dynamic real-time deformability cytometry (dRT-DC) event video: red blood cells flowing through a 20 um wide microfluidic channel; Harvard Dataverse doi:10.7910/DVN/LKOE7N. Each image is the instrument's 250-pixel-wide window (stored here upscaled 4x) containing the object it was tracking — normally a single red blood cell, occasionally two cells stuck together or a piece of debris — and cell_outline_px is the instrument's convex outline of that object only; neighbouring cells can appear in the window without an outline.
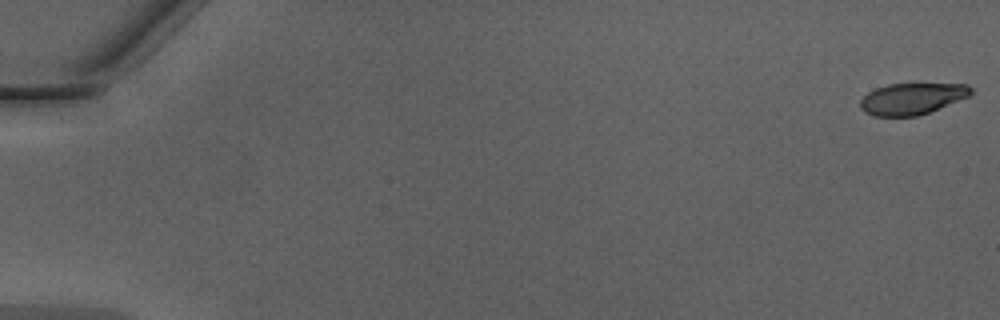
{"species": "Egyptian fruit bat (a non-hibernating species)", "species_latin": "Rousettus aegyptiacus", "temperature_condition": "warm", "stored_images_in_passage": 9, "camera_frame_rate_fps": 3000, "um_per_image_px": 0.085, "animal": {"sex": "male"}, "frame": {"image": 1, "passage_image": 1, "time_ms": 0.0, "image_size_px": [1000, 320], "cell_outline_px": [[972, 92], [968, 96], [928, 112], [916, 116], [872, 116], [864, 112], [860, 108], [860, 100], [868, 92], [876, 88], [888, 84], [968, 84], [972, 88]], "centroid_in_image_um": [77.47, 8.39], "position_along_channel_um": 7.5, "area_um2": 20.06}}